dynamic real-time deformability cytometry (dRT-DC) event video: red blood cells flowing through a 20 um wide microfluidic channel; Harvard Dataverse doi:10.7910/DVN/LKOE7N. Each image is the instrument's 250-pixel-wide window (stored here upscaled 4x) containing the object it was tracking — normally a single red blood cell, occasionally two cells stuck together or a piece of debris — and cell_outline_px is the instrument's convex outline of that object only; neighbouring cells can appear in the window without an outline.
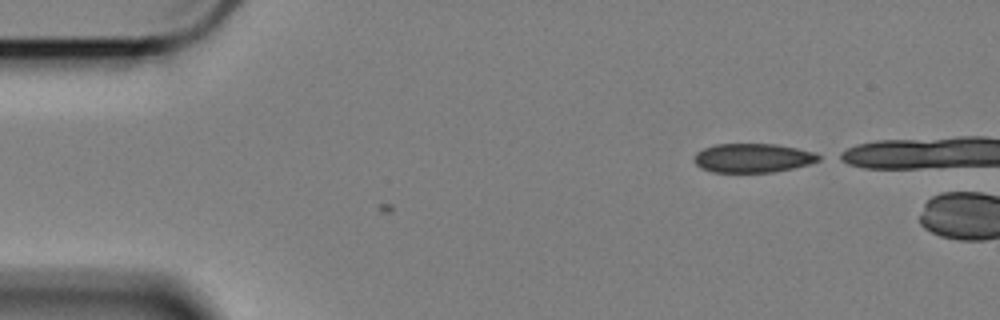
{"species": "Egyptian fruit bat (a non-hibernating species)", "species_latin": "Rousettus aegyptiacus", "temperature_condition": "cold", "stored_images_in_passage": 11, "camera_frame_rate_fps": 3000, "um_per_image_px": 0.085, "animal": {"sex": "female"}, "frame": {"image": 1, "passage_image": 11, "time_ms": 3.333, "image_size_px": [1000, 320], "cell_outline_px": [[824, 156], [820, 160], [808, 164], [776, 172], [712, 172], [700, 168], [692, 160], [696, 152], [704, 148], [716, 144], [776, 144], [816, 152]], "centroid_in_image_um": [63.99, 13.43], "position_along_channel_um": 21.0, "area_um2": 21.27}}